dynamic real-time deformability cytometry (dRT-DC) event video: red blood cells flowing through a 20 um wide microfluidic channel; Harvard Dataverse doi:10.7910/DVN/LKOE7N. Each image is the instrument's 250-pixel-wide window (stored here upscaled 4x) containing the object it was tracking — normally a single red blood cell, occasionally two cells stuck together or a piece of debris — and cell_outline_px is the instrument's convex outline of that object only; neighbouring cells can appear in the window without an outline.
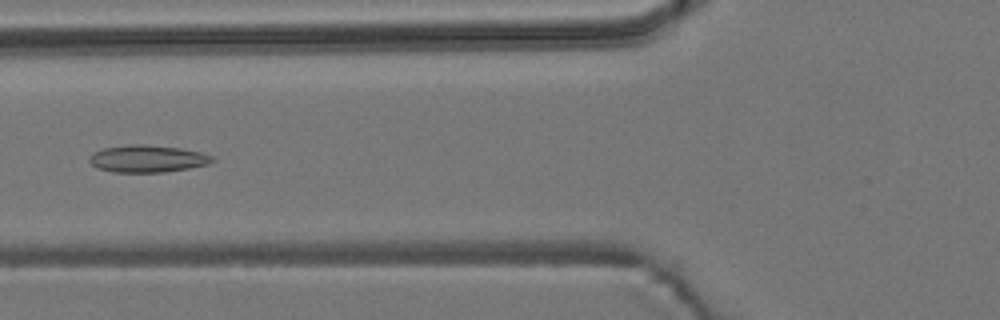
{"species": "common noctule bat (a hibernating species)", "species_latin": "Nyctalus noctula", "temperature_condition": "room temperature", "stored_images_in_passage": 7, "camera_frame_rate_fps": 3000, "um_per_image_px": 0.085, "animal": {"sex": "male", "body_mass_g": 19.2, "forearm_length_mm": 51.8}, "frame": {"image": 1, "passage_image": 4, "time_ms": 1.0, "image_size_px": [1000, 320], "cell_outline_px": [[216, 160], [208, 164], [188, 168], [164, 172], [112, 172], [96, 168], [88, 160], [88, 156], [104, 148], [128, 144], [144, 144], [180, 148], [200, 152], [212, 156]], "centroid_in_image_um": [12.51, 13.49], "position_along_channel_um": 113.3, "area_um2": 19.48}}
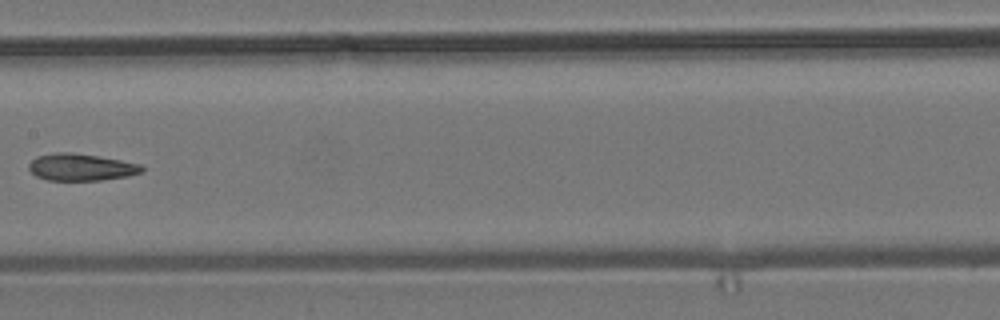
{"frame": {"image": 2, "passage_image": 6, "time_ms": 1.667, "image_size_px": [1000, 320], "cell_outline_px": [[144, 168], [140, 172], [128, 176], [100, 180], [48, 180], [36, 176], [28, 168], [28, 164], [36, 156], [56, 152], [72, 152], [120, 160], [140, 164]], "centroid_in_image_um": [6.85, 14.2], "position_along_channel_um": 200.6, "area_um2": 17.63}}
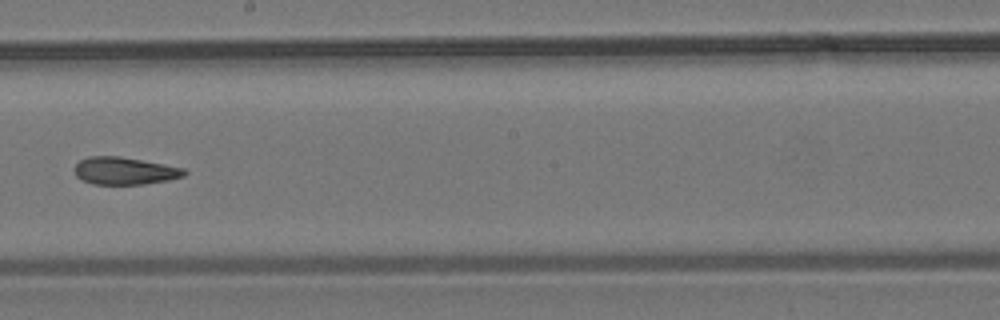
{"frame": {"image": 3, "passage_image": 7, "time_ms": 2.0, "image_size_px": [1000, 320], "cell_outline_px": [[188, 172], [184, 176], [168, 180], [144, 184], [92, 184], [80, 180], [76, 176], [72, 168], [80, 160], [88, 156], [120, 156], [184, 168]], "centroid_in_image_um": [10.54, 14.52], "position_along_channel_um": 237.7, "area_um2": 17.69}}